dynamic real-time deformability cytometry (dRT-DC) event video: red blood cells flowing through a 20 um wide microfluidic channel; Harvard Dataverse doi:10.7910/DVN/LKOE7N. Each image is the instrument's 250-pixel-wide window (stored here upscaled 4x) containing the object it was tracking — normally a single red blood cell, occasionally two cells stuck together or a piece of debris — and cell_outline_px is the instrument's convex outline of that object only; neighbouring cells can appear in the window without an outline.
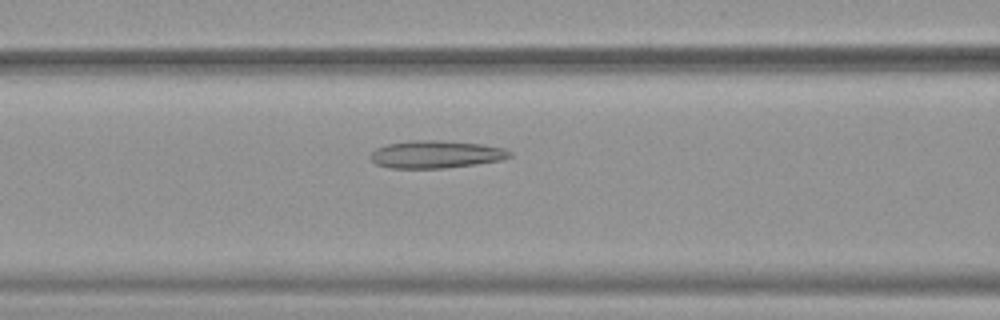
{"species": "common noctule bat (a hibernating species)", "species_latin": "Nyctalus noctula", "temperature_condition": "warm", "stored_images_in_passage": 47, "camera_frame_rate_fps": 3000, "um_per_image_px": 0.085, "animal": {"sex": "female", "body_mass_g": 19.9}, "frame": {"image": 1, "passage_image": 19, "time_ms": 6.0, "image_size_px": [1000, 320], "cell_outline_px": [[512, 156], [500, 160], [476, 164], [444, 168], [388, 168], [376, 164], [372, 160], [372, 152], [376, 148], [388, 144], [412, 140], [440, 140], [484, 144], [504, 148], [512, 152]], "centroid_in_image_um": [37.08, 13.11], "position_along_channel_um": 129.5, "area_um2": 22.37}}
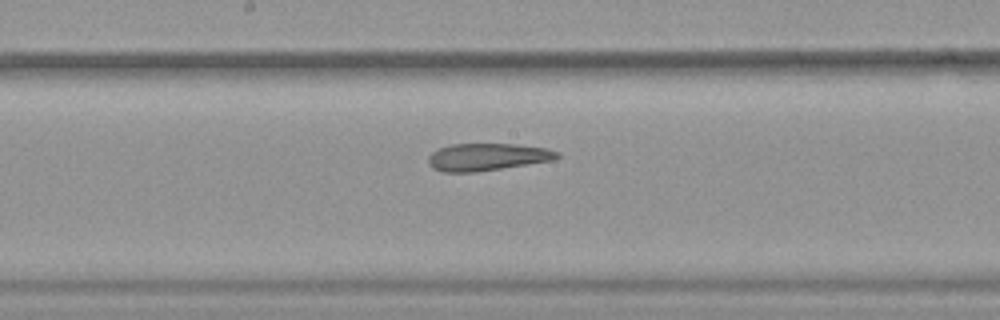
{"frame": {"image": 2, "passage_image": 25, "time_ms": 8.0, "image_size_px": [1000, 320], "cell_outline_px": [[560, 156], [556, 160], [476, 172], [440, 172], [432, 168], [428, 164], [428, 156], [432, 152], [440, 148], [452, 144], [516, 144], [548, 148], [560, 152]], "centroid_in_image_um": [41.44, 13.34], "position_along_channel_um": 206.8, "area_um2": 20.75}}
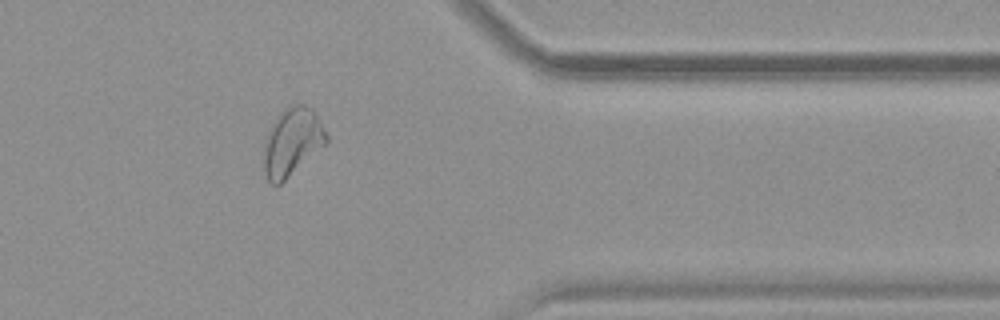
{"frame": {"image": 3, "passage_image": 40, "time_ms": 13.0, "image_size_px": [1000, 320], "cell_outline_px": [[328, 144], [280, 184], [272, 184], [268, 180], [264, 172], [264, 140], [268, 132], [280, 112], [284, 108], [296, 104], [304, 104], [312, 108], [316, 112], [328, 136]], "centroid_in_image_um": [24.86, 12.06], "position_along_channel_um": 386.5, "area_um2": 24.91}, "authors_computed_cell_mechanics": {"area_um2": 24.7962, "velocity_mm_per_s": 3.8782, "shape_relaxation_time_tau1_ms": null, "shape_relaxation_time_tau2_ms": 3.5301, "deformation_change_tau1": null, "deformation_change_tau2": 0.1108}}